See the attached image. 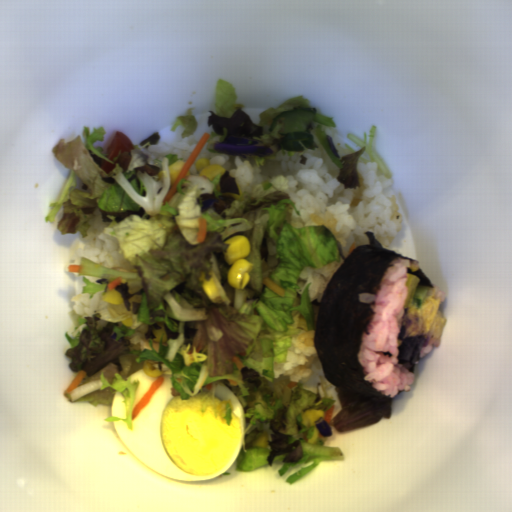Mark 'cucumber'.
Masks as SVG:
<instances>
[{"label": "cucumber", "mask_w": 512, "mask_h": 512, "mask_svg": "<svg viewBox=\"0 0 512 512\" xmlns=\"http://www.w3.org/2000/svg\"><path fill=\"white\" fill-rule=\"evenodd\" d=\"M427 293H428V288H426L424 286L419 289H416L414 303H415L416 307H418L419 309L421 308V306L426 298Z\"/></svg>", "instance_id": "cucumber-1"}]
</instances>
